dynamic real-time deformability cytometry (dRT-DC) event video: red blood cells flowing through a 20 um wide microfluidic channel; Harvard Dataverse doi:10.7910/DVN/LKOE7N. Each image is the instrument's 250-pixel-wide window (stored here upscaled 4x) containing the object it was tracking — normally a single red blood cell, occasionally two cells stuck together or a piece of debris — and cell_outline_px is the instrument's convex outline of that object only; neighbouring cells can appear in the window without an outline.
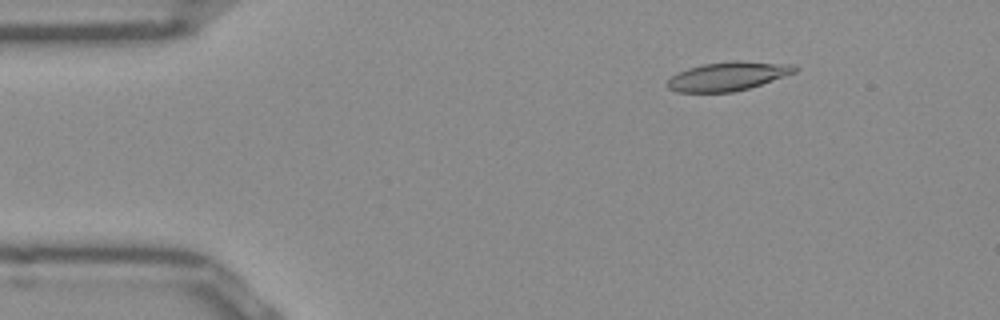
{"species": "Egyptian fruit bat (a non-hibernating species)", "species_latin": "Rousettus aegyptiacus", "temperature_condition": "room temperature", "stored_images_in_passage": 48, "camera_frame_rate_fps": 3000, "um_per_image_px": 0.085, "frame": {"image": 1, "passage_image": 4, "time_ms": 1.0, "image_size_px": [1000, 320], "cell_outline_px": [[800, 68], [796, 72], [748, 88], [732, 92], [676, 92], [668, 88], [668, 80], [672, 76], [688, 68], [704, 64], [732, 60], [740, 60], [796, 64]], "centroid_in_image_um": [61.92, 6.46], "position_along_channel_um": 23.1, "area_um2": 21.39}}
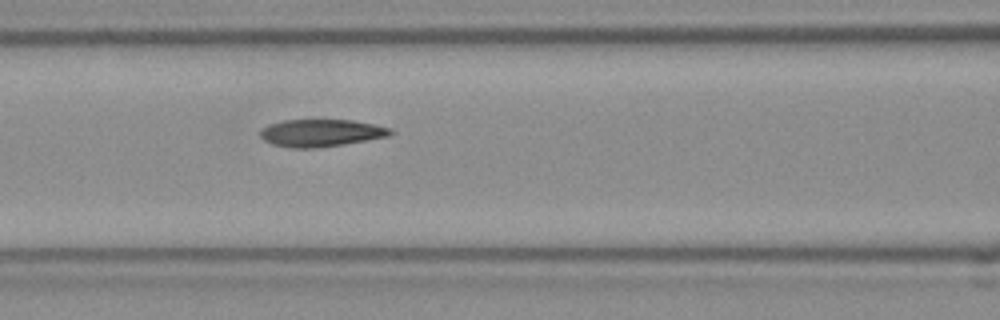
{"frame": {"image": 2, "passage_image": 18, "time_ms": 5.667, "image_size_px": [1000, 320], "cell_outline_px": [[396, 132], [388, 136], [368, 140], [344, 144], [312, 148], [292, 148], [272, 144], [264, 140], [260, 136], [260, 132], [268, 124], [284, 120], [352, 120], [392, 128]], "centroid_in_image_um": [27.31, 11.3], "position_along_channel_um": 139.3, "area_um2": 20.69}}
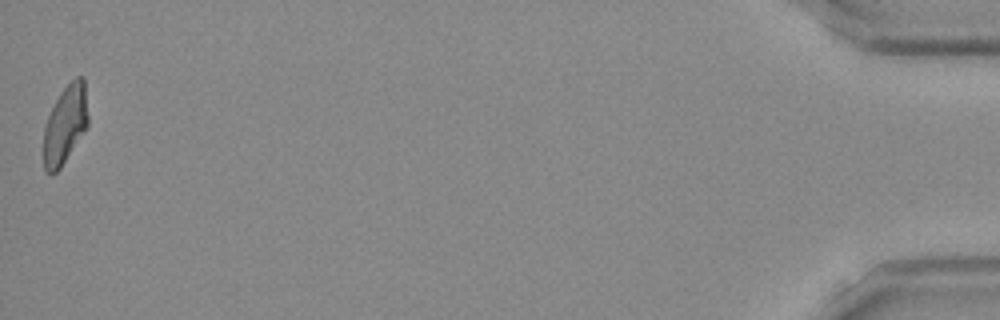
{"frame": {"image": 3, "passage_image": 48, "time_ms": 15.667, "image_size_px": [1000, 320], "cell_outline_px": [[88, 128], [60, 168], [52, 176], [44, 172], [44, 128], [48, 116], [60, 92], [76, 76], [84, 76], [88, 116]], "centroid_in_image_um": [5.55, 10.61], "position_along_channel_um": 429.6, "area_um2": 20.52}, "authors_computed_cell_mechanics": {"area_um2": 20.9814, "velocity_mm_per_s": 3.92, "shape_relaxation_time_tau1_ms": null, "shape_relaxation_time_tau2_ms": 2.4752, "deformation_change_tau1": null, "deformation_change_tau2": 0.0939}}